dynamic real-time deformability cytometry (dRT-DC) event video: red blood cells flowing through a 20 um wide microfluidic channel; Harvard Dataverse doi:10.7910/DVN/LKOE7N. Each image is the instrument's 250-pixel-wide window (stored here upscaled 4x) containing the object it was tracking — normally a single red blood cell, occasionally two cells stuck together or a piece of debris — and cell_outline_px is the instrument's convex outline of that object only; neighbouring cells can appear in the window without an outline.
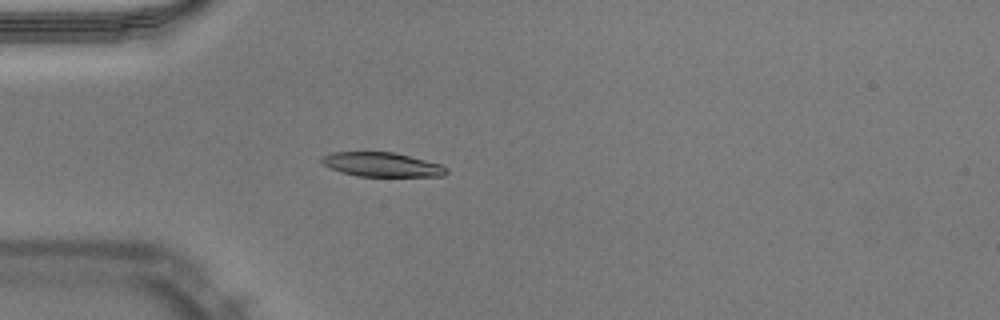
{"species": "Egyptian fruit bat (a non-hibernating species)", "species_latin": "Rousettus aegyptiacus", "temperature_condition": "warm", "stored_images_in_passage": 51, "segment_of_instrument_passage": [1, 2], "camera_frame_rate_fps": 3000, "um_per_image_px": 0.085, "animal": {"sex": "male"}, "frame": {"image": 1, "passage_image": 15, "time_ms": 4.667, "image_size_px": [1000, 320], "cell_outline_px": [[448, 172], [444, 176], [356, 176], [340, 172], [324, 164], [320, 160], [324, 156], [332, 152], [392, 152], [440, 164], [448, 168]], "centroid_in_image_um": [32.47, 13.99], "position_along_channel_um": 52.5, "area_um2": 17.4}}